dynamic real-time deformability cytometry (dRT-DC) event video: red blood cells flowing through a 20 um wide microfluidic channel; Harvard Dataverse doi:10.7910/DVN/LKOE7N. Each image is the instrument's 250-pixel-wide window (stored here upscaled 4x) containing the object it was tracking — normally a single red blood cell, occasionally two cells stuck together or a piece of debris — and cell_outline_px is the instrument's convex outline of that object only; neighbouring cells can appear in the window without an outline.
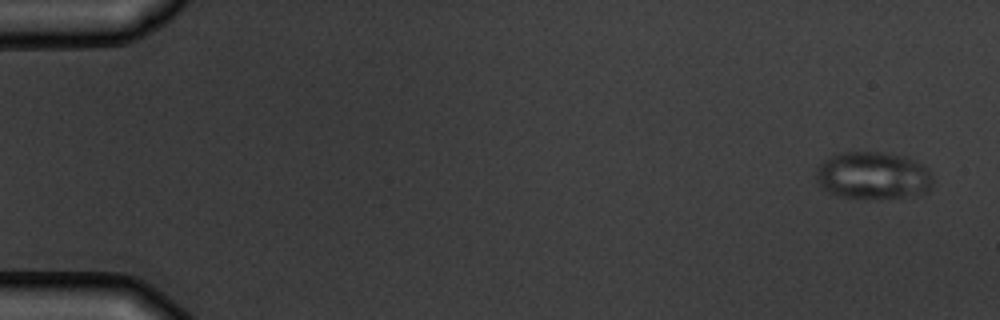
{"species": "common noctule bat (a hibernating species)", "species_latin": "Nyctalus noctula", "temperature_condition": "warm", "stored_images_in_passage": 4, "camera_frame_rate_fps": 3000, "um_per_image_px": 0.085, "animal": {"sex": "male", "body_mass_g": 19.5, "forearm_length_mm": 54.6}, "frame": {"image": 1, "passage_image": 1, "time_ms": 0.0, "image_size_px": [1000, 320], "cell_outline_px": [[932, 184], [928, 192], [904, 196], [876, 200], [840, 196], [828, 192], [816, 180], [816, 168], [824, 160], [840, 152], [884, 152], [904, 156], [924, 164], [928, 168], [932, 180]], "centroid_in_image_um": [74.21, 14.92], "position_along_channel_um": 10.8, "area_um2": 32.54}}